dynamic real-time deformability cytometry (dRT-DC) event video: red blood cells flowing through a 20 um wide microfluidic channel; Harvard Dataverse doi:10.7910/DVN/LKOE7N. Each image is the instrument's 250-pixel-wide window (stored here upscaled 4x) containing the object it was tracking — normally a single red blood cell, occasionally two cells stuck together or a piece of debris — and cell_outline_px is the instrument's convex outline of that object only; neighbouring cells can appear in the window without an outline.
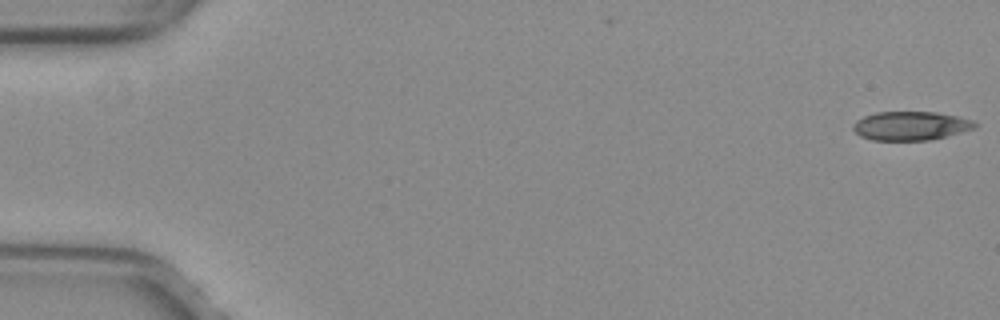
{"species": "common noctule bat (a hibernating species)", "species_latin": "Nyctalus noctula", "temperature_condition": "warm", "stored_images_in_passage": 38, "camera_frame_rate_fps": 3000, "um_per_image_px": 0.085, "animal": {"sex": "female", "body_mass_g": 29.2, "forearm_length_mm": 56.3}, "frame": {"image": 1, "passage_image": 1, "time_ms": 0.0, "image_size_px": [1000, 320], "cell_outline_px": [[976, 128], [928, 140], [872, 140], [860, 136], [852, 128], [852, 124], [856, 120], [864, 116], [876, 112], [936, 112], [960, 116], [976, 120]], "centroid_in_image_um": [77.41, 10.68], "position_along_channel_um": 7.6, "area_um2": 20.52}}
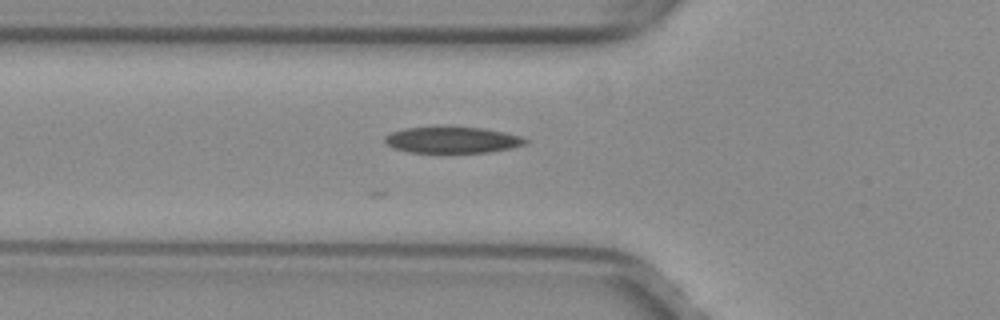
{"frame": {"image": 2, "passage_image": 19, "time_ms": 6.0, "image_size_px": [1000, 320], "cell_outline_px": [[528, 144], [512, 148], [488, 152], [408, 152], [396, 148], [388, 144], [384, 140], [384, 136], [392, 132], [404, 128], [484, 128], [504, 132], [520, 136], [528, 140]], "centroid_in_image_um": [38.49, 11.91], "position_along_channel_um": 87.3, "area_um2": 21.04}}
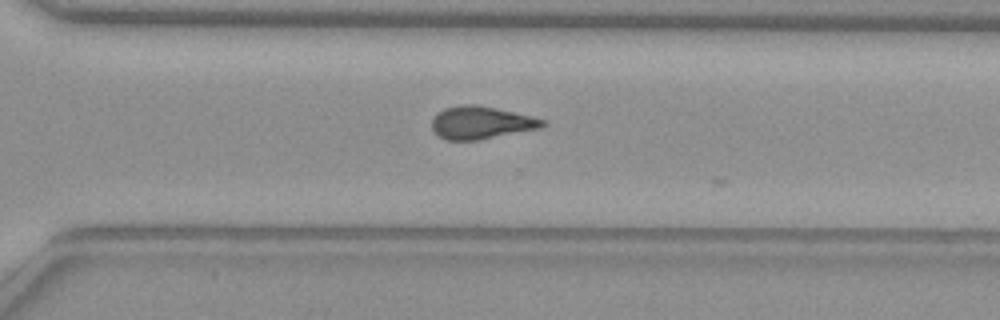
{"frame": {"image": 3, "passage_image": 37, "time_ms": 12.0, "image_size_px": [1000, 320], "cell_outline_px": [[548, 124], [540, 128], [480, 140], [444, 140], [432, 128], [432, 120], [444, 108], [460, 104], [476, 104], [496, 108], [532, 116], [544, 120]], "centroid_in_image_um": [40.91, 10.42], "position_along_channel_um": 329.7, "area_um2": 21.04}}